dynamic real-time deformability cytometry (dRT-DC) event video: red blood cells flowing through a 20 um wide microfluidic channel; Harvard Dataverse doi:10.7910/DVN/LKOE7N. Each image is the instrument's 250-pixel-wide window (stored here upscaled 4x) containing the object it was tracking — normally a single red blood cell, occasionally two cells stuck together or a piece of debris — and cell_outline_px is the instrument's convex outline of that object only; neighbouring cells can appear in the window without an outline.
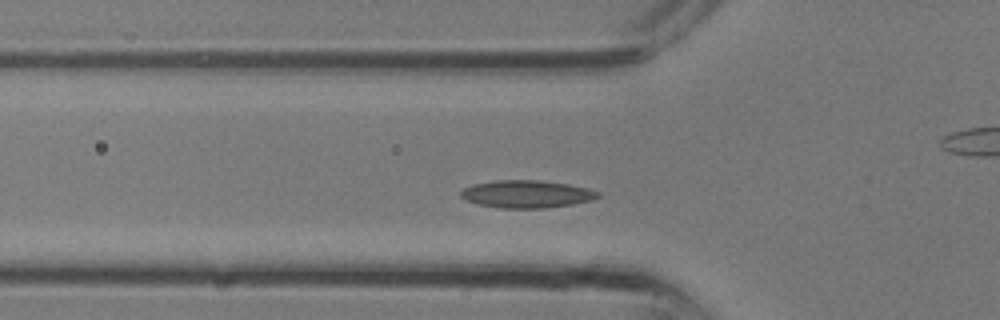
{"species": "common noctule bat (a hibernating species)", "species_latin": "Nyctalus noctula", "temperature_condition": "room temperature", "stored_images_in_passage": 30, "camera_frame_rate_fps": 3000, "um_per_image_px": 0.085, "animal": {"sex": "male", "body_mass_g": 13.3}, "frame": {"image": 1, "passage_image": 8, "time_ms": 2.333, "image_size_px": [1000, 320], "cell_outline_px": [[600, 196], [592, 200], [572, 204], [544, 208], [496, 208], [476, 204], [464, 200], [460, 196], [460, 192], [464, 188], [472, 184], [496, 180], [536, 180], [568, 184], [588, 188], [600, 192]], "centroid_in_image_um": [44.72, 16.5], "position_along_channel_um": 81.1, "area_um2": 22.2}}
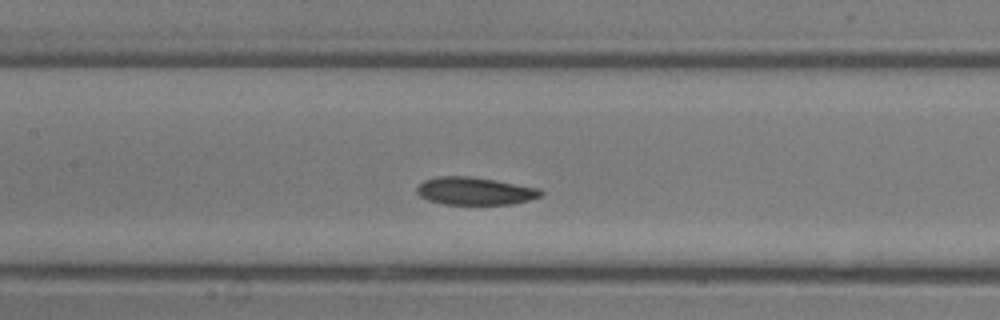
{"frame": {"image": 2, "passage_image": 12, "time_ms": 3.667, "image_size_px": [1000, 320], "cell_outline_px": [[544, 192], [540, 196], [528, 200], [512, 204], [444, 204], [428, 200], [420, 196], [416, 192], [416, 188], [424, 180], [436, 176], [468, 176], [496, 180], [540, 188]], "centroid_in_image_um": [40.36, 16.23], "position_along_channel_um": 167.0, "area_um2": 20.0}}
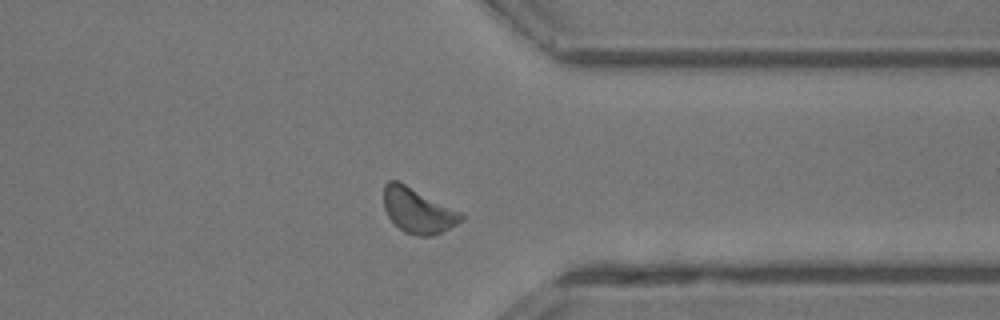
{"frame": {"image": 3, "passage_image": 22, "time_ms": 7.0, "image_size_px": [1000, 320], "cell_outline_px": [[464, 220], [432, 236], [420, 236], [404, 232], [388, 216], [384, 208], [384, 184], [388, 180], [396, 180], [464, 212]], "centroid_in_image_um": [35.55, 17.89], "position_along_channel_um": 375.9, "area_um2": 20.29}}